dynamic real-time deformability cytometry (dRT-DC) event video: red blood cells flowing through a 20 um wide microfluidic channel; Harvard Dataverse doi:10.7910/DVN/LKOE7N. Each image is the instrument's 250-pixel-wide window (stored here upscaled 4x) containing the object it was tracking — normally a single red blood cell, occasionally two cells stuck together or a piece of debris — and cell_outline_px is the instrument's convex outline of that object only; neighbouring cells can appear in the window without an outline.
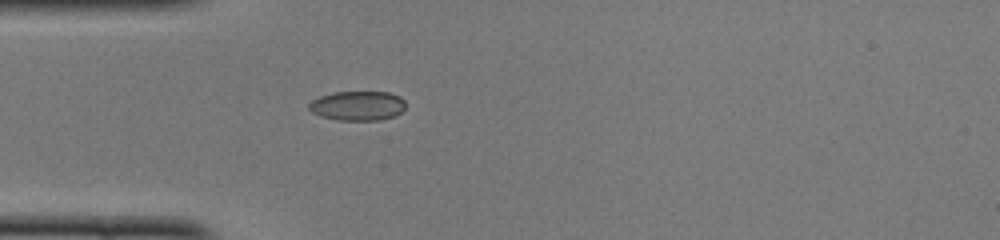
{"species": "common noctule bat (a hibernating species)", "species_latin": "Nyctalus noctula", "temperature_condition": "cold", "stored_images_in_passage": 36, "camera_frame_rate_fps": 3000, "um_per_image_px": 0.085, "animal": {"sex": "female", "body_mass_g": 22.0, "forearm_length_mm": 56.7}, "frame": {"image": 1, "passage_image": 1, "time_ms": 0.0, "image_size_px": [1000, 240], "cell_outline_px": [[404, 108], [396, 116], [380, 120], [336, 120], [320, 116], [312, 112], [308, 108], [308, 104], [312, 100], [320, 96], [332, 92], [388, 92], [400, 96], [404, 100]], "centroid_in_image_um": [30.38, 8.99], "position_along_channel_um": 54.6, "area_um2": 16.7}}
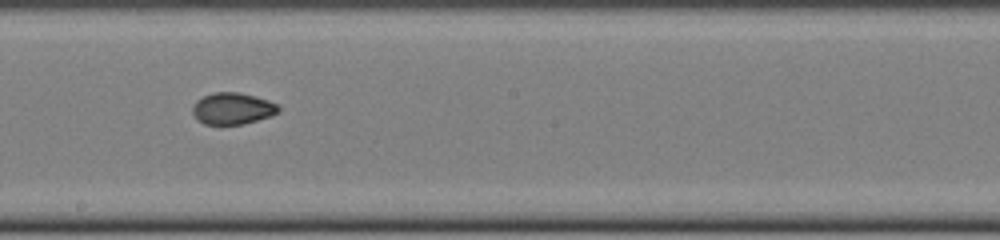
{"frame": {"image": 2, "passage_image": 14, "time_ms": 4.333, "image_size_px": [1000, 240], "cell_outline_px": [[280, 112], [272, 116], [244, 124], [220, 128], [204, 124], [196, 120], [192, 112], [192, 104], [196, 100], [212, 92], [240, 92], [256, 96], [268, 100], [276, 104], [280, 108]], "centroid_in_image_um": [19.73, 9.27], "position_along_channel_um": 228.5, "area_um2": 16.7}}
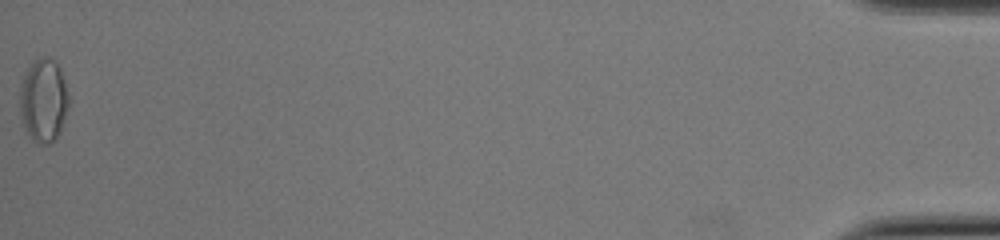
{"frame": {"image": 3, "passage_image": 36, "time_ms": 11.667, "image_size_px": [1000, 240], "cell_outline_px": [[72, 104], [60, 132], [56, 140], [48, 144], [36, 144], [32, 140], [20, 120], [20, 80], [28, 68], [40, 56], [48, 56], [60, 68]], "centroid_in_image_um": [3.72, 8.57], "position_along_channel_um": 431.5, "area_um2": 24.51}, "authors_computed_cell_mechanics": {"area_um2": 16.2996, "velocity_mm_per_s": 4.115, "shape_relaxation_time_tau1_ms": 10.2665, "shape_relaxation_time_tau2_ms": 1.6601, "deformation_change_tau1": 0.2254, "deformation_change_tau2": 0.0313}}